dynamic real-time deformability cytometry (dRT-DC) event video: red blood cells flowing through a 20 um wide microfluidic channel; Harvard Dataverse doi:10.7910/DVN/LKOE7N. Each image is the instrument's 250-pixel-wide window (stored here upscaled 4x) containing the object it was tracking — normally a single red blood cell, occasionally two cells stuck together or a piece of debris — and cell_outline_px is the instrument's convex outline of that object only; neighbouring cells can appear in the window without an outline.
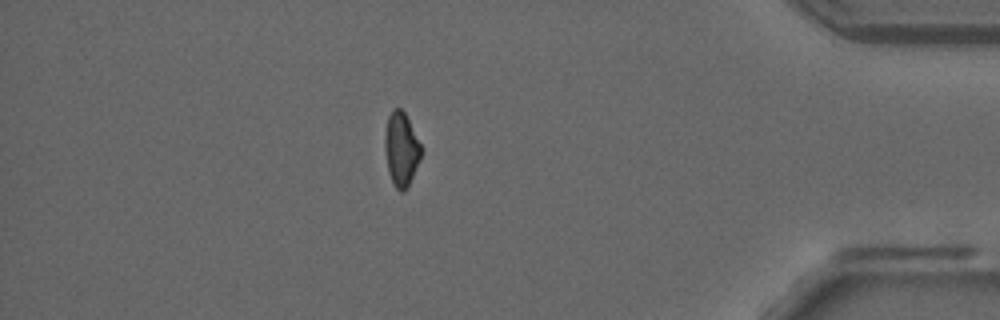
{"species": "common noctule bat (a hibernating species)", "species_latin": "Nyctalus noctula", "temperature_condition": "room temperature", "stored_images_in_passage": 50, "camera_frame_rate_fps": 3000, "um_per_image_px": 0.085, "animal": {"sex": "male", "forearm_length_mm": 52.5}, "frame": {"image": 1, "passage_image": 43, "time_ms": 14.0, "image_size_px": [1000, 320], "cell_outline_px": [[420, 160], [404, 192], [400, 192], [396, 188], [388, 172], [384, 148], [384, 136], [388, 116], [392, 108], [400, 108], [404, 112], [420, 144]], "centroid_in_image_um": [34.07, 12.66], "position_along_channel_um": 401.1, "area_um2": 15.32}, "authors_computed_cell_mechanics": {"area_um2": 16.3574, "velocity_mm_per_s": 3.9089, "shape_relaxation_time_tau1_ms": null, "shape_relaxation_time_tau2_ms": 6.6552, "deformation_change_tau1": null, "deformation_change_tau2": 0.1257}}